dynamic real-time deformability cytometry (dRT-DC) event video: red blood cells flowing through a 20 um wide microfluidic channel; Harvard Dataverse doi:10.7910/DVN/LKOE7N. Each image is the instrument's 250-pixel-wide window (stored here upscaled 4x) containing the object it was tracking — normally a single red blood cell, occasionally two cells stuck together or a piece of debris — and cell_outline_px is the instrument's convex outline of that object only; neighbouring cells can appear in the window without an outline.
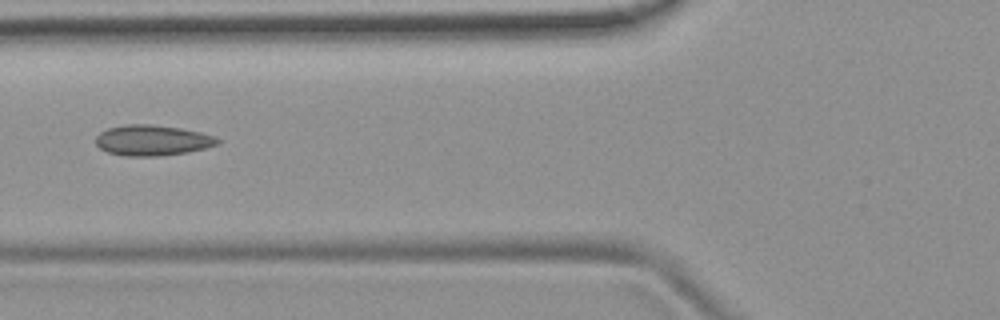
{"species": "common noctule bat (a hibernating species)", "species_latin": "Nyctalus noctula", "temperature_condition": "room temperature", "stored_images_in_passage": 6, "camera_frame_rate_fps": 3000, "um_per_image_px": 0.085, "animal": {"sex": "female", "body_mass_g": 19.9}, "frame": {"image": 1, "passage_image": 6, "time_ms": 7.333, "image_size_px": [1000, 320], "cell_outline_px": [[220, 144], [188, 152], [156, 156], [124, 156], [108, 152], [100, 148], [96, 144], [96, 136], [100, 132], [108, 128], [124, 124], [152, 124], [180, 128], [200, 132], [216, 136], [220, 140]], "centroid_in_image_um": [12.95, 11.92], "position_along_channel_um": 112.8, "area_um2": 21.79}}